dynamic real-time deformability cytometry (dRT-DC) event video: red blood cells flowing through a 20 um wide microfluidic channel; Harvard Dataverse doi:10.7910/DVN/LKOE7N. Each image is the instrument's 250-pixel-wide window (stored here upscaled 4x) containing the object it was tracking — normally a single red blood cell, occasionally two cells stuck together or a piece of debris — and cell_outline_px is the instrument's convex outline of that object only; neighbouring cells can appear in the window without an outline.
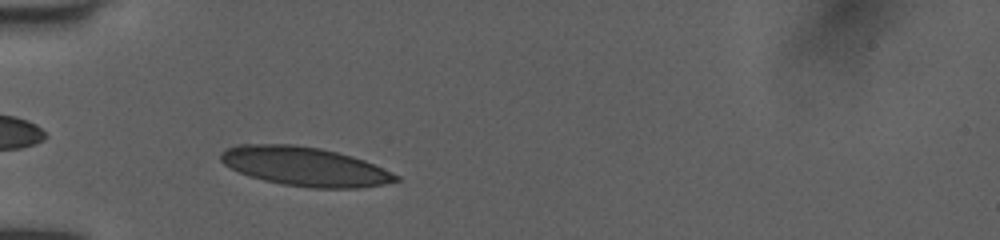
{"species": "human", "species_latin": "Homo sapiens", "temperature_condition": "room temperature", "stored_images_in_passage": 32, "camera_frame_rate_fps": 3000, "um_per_image_px": 0.085, "donor": {"sex": "female"}, "frame": {"image": 1, "passage_image": 4, "time_ms": 1.0, "image_size_px": [1000, 240], "cell_outline_px": [[400, 180], [384, 184], [360, 188], [312, 188], [284, 184], [264, 180], [248, 176], [224, 164], [220, 160], [220, 152], [236, 144], [292, 144], [320, 148], [352, 156], [364, 160], [400, 176]], "centroid_in_image_um": [25.9, 14.15], "position_along_channel_um": 59.1, "area_um2": 39.71}}
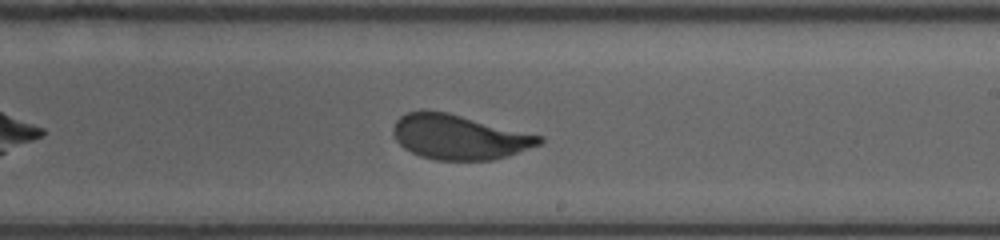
{"frame": {"image": 2, "passage_image": 19, "time_ms": 6.0, "image_size_px": [1000, 240], "cell_outline_px": [[544, 144], [508, 156], [492, 160], [436, 160], [420, 156], [404, 148], [396, 140], [392, 132], [392, 128], [396, 120], [400, 116], [408, 112], [424, 108], [448, 112], [544, 136]], "centroid_in_image_um": [39.04, 11.63], "position_along_channel_um": 250.0, "area_um2": 38.73}}
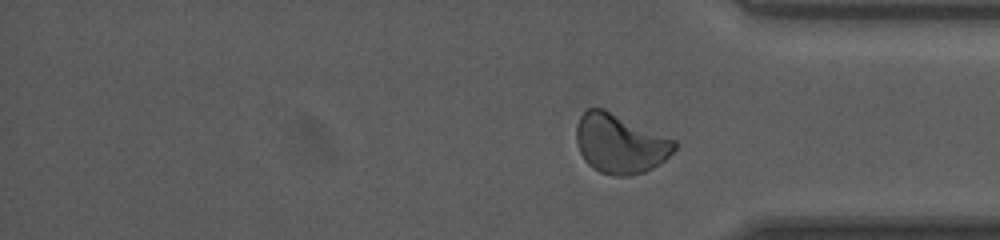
{"frame": {"image": 3, "passage_image": 32, "time_ms": 10.333, "image_size_px": [1000, 240], "cell_outline_px": [[676, 148], [664, 160], [652, 168], [644, 172], [628, 176], [612, 176], [600, 172], [592, 168], [584, 160], [580, 152], [576, 140], [576, 124], [580, 116], [588, 108], [604, 108], [676, 140]], "centroid_in_image_um": [52.68, 12.21], "position_along_channel_um": 382.5, "area_um2": 34.04}, "authors_computed_cell_mechanics": {"area_um2": 38.5526, "velocity_mm_per_s": 4.0144, "shape_relaxation_time_tau1_ms": 3.269, "shape_relaxation_time_tau2_ms": null, "deformation_change_tau1": 0.1404, "deformation_change_tau2": null}}